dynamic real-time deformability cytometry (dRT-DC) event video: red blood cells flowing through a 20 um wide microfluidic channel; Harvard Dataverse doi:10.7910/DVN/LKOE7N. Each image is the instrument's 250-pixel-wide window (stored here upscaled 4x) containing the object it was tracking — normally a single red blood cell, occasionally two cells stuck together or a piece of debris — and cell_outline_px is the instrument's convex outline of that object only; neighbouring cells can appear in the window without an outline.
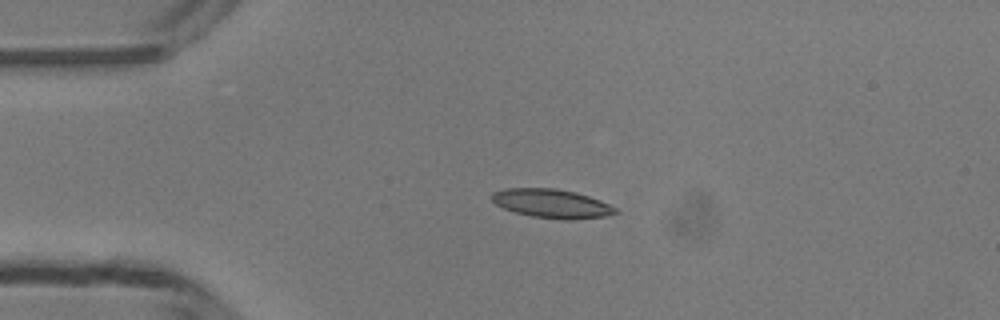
{"species": "common noctule bat (a hibernating species)", "species_latin": "Nyctalus noctula", "temperature_condition": "room temperature", "stored_images_in_passage": 39, "camera_frame_rate_fps": 3000, "um_per_image_px": 0.085, "animal": {"sex": "male", "body_mass_g": 13.3}, "frame": {"image": 1, "passage_image": 1, "time_ms": 0.0, "image_size_px": [1000, 320], "cell_outline_px": [[620, 212], [604, 216], [572, 220], [560, 220], [532, 216], [516, 212], [504, 208], [496, 204], [492, 200], [492, 192], [504, 188], [556, 188], [576, 192], [600, 200], [616, 208]], "centroid_in_image_um": [46.9, 17.3], "position_along_channel_um": 38.1, "area_um2": 20.81}}
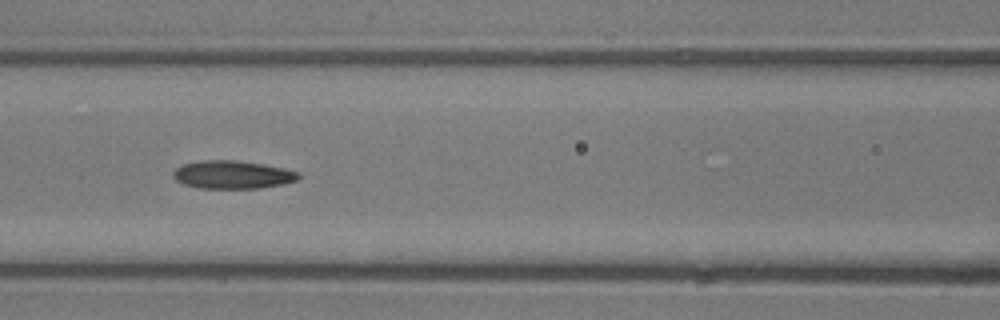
{"frame": {"image": 2, "passage_image": 11, "time_ms": 3.333, "image_size_px": [1000, 320], "cell_outline_px": [[300, 176], [296, 180], [284, 184], [260, 188], [196, 188], [184, 184], [176, 180], [172, 176], [172, 172], [176, 168], [184, 164], [204, 160], [236, 160], [284, 168], [300, 172]], "centroid_in_image_um": [19.75, 14.85], "position_along_channel_um": 146.8, "area_um2": 20.46}}
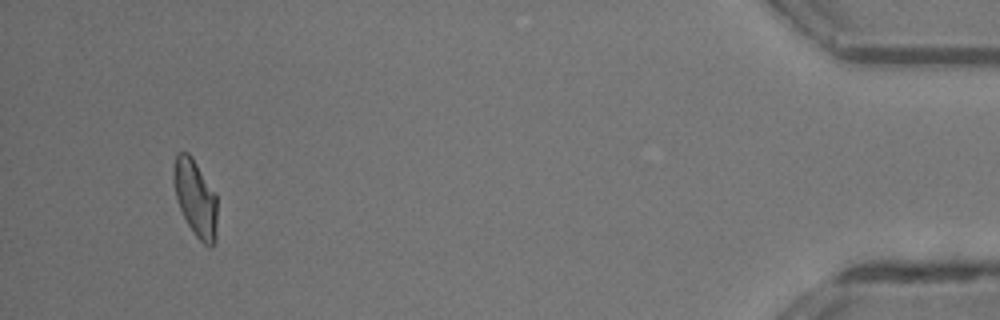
{"frame": {"image": 3, "passage_image": 36, "time_ms": 11.667, "image_size_px": [1000, 320], "cell_outline_px": [[216, 244], [204, 244], [196, 236], [188, 224], [180, 208], [176, 196], [172, 180], [172, 172], [176, 156], [180, 152], [188, 152], [192, 156], [216, 192]], "centroid_in_image_um": [16.61, 16.79], "position_along_channel_um": 418.6, "area_um2": 19.48}}